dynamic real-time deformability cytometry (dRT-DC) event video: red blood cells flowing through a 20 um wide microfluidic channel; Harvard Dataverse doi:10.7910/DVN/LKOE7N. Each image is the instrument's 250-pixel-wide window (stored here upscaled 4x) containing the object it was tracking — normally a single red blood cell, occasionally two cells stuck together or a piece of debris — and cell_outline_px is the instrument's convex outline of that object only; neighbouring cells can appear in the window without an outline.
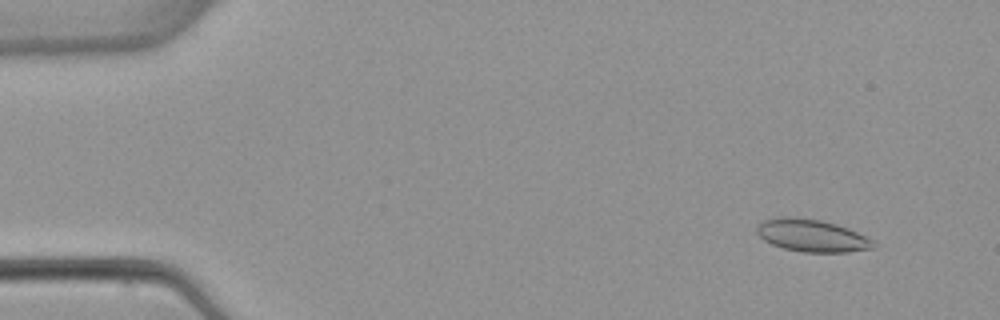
{"species": "common noctule bat (a hibernating species)", "species_latin": "Nyctalus noctula", "temperature_condition": "warm", "stored_images_in_passage": 3, "camera_frame_rate_fps": 3000, "um_per_image_px": 0.085, "animal": {"sex": "female", "body_mass_g": 22.7, "forearm_length_mm": 54.2}, "frame": {"image": 1, "passage_image": 1, "time_ms": 0.0, "image_size_px": [1000, 320], "cell_outline_px": [[880, 244], [876, 248], [848, 252], [804, 252], [784, 248], [772, 244], [764, 240], [756, 232], [756, 224], [764, 220], [780, 216], [788, 216], [820, 220], [836, 224], [848, 228]], "centroid_in_image_um": [69.02, 20.02], "position_along_channel_um": 16.0, "area_um2": 22.14}}
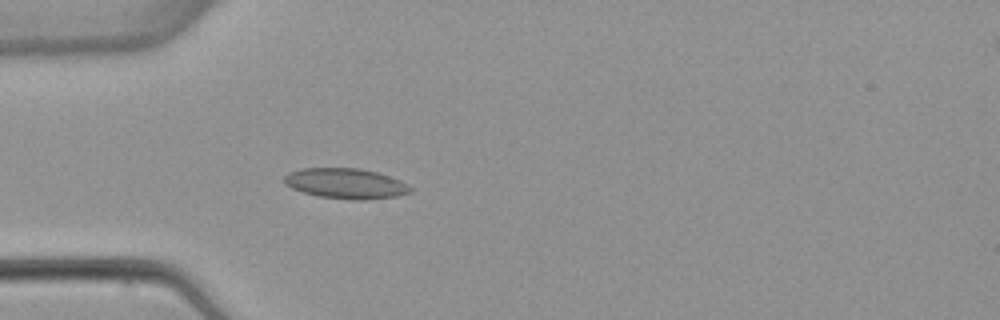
{"frame": {"image": 2, "passage_image": 3, "time_ms": 3.667, "image_size_px": [1000, 320], "cell_outline_px": [[412, 192], [396, 196], [368, 200], [352, 200], [320, 196], [304, 192], [292, 188], [284, 184], [284, 176], [288, 172], [300, 168], [360, 168], [376, 172], [400, 180], [408, 184], [412, 188]], "centroid_in_image_um": [29.39, 15.59], "position_along_channel_um": 55.6, "area_um2": 22.37}}